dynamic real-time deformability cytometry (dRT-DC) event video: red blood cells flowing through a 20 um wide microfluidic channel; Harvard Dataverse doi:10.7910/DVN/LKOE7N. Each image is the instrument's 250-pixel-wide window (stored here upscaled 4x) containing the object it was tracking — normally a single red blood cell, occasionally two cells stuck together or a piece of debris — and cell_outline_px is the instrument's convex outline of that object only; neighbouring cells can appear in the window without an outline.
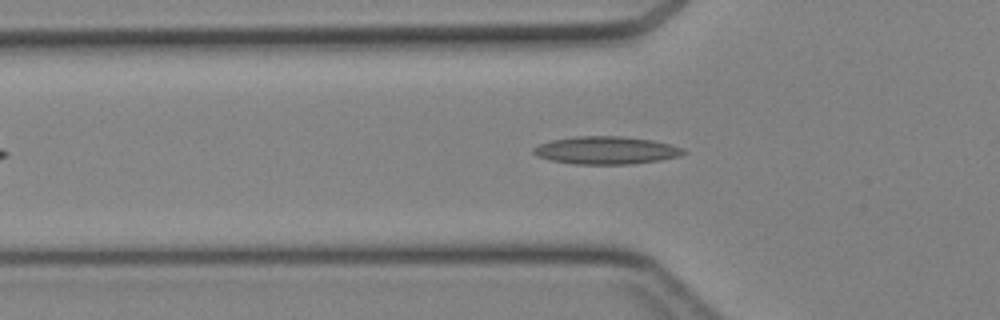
{"species": "Egyptian fruit bat (a non-hibernating species)", "species_latin": "Rousettus aegyptiacus", "temperature_condition": "cold", "stored_images_in_passage": 39, "camera_frame_rate_fps": 3000, "um_per_image_px": 0.085, "animal": {"sex": "female"}, "frame": {"image": 1, "passage_image": 9, "time_ms": 2.667, "image_size_px": [1000, 320], "cell_outline_px": [[688, 152], [680, 156], [660, 160], [632, 164], [572, 164], [552, 160], [536, 156], [532, 152], [532, 148], [540, 144], [552, 140], [572, 136], [620, 136], [652, 140], [684, 148]], "centroid_in_image_um": [51.52, 12.78], "position_along_channel_um": 74.3, "area_um2": 24.33}}
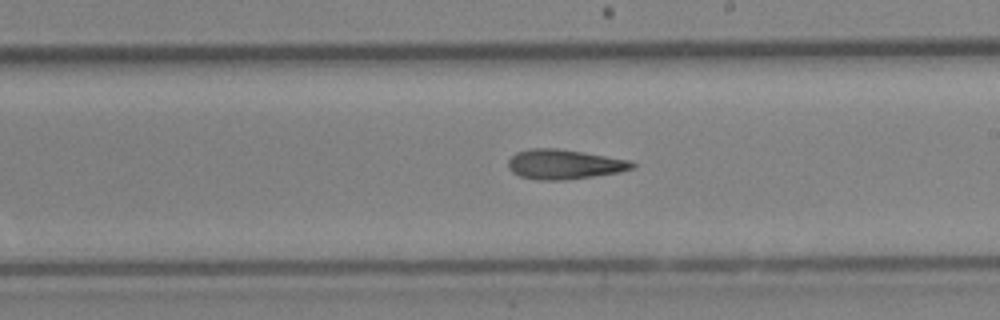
{"frame": {"image": 2, "passage_image": 20, "time_ms": 6.333, "image_size_px": [1000, 320], "cell_outline_px": [[636, 164], [632, 168], [616, 172], [592, 176], [564, 180], [540, 180], [520, 176], [512, 172], [508, 168], [508, 160], [516, 152], [532, 148], [556, 148], [584, 152], [628, 160]], "centroid_in_image_um": [47.9, 13.96], "position_along_channel_um": 241.1, "area_um2": 21.21}}
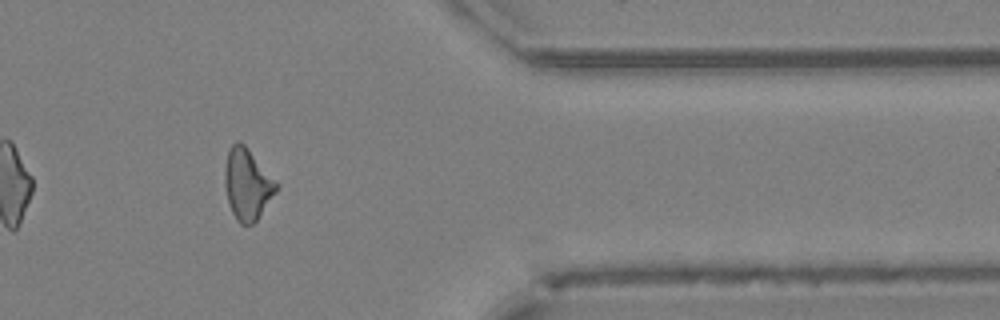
{"frame": {"image": 3, "passage_image": 31, "time_ms": 10.0, "image_size_px": [1000, 320], "cell_outline_px": [[280, 184], [276, 192], [256, 220], [252, 224], [240, 224], [236, 220], [232, 212], [228, 200], [224, 184], [224, 168], [228, 152], [232, 144], [236, 140], [240, 140], [244, 144]], "centroid_in_image_um": [21.02, 15.63], "position_along_channel_um": 390.4, "area_um2": 21.39}}